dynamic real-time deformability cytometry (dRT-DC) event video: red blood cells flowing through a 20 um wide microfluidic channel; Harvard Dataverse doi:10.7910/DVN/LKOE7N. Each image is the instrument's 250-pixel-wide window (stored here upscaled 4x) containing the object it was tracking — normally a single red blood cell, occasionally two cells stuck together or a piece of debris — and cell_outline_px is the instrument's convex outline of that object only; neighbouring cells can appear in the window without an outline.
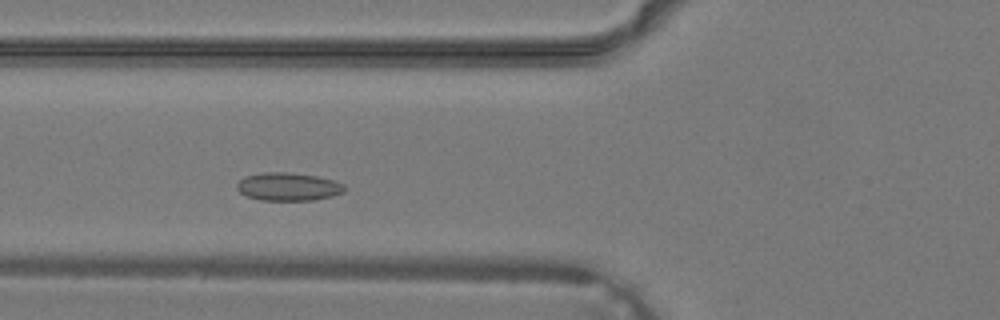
{"species": "common noctule bat (a hibernating species)", "species_latin": "Nyctalus noctula", "temperature_condition": "warm", "stored_images_in_passage": 31, "camera_frame_rate_fps": 3000, "um_per_image_px": 0.085, "animal": {"sex": "male", "body_mass_g": 19.2, "forearm_length_mm": 51.8}, "frame": {"image": 1, "passage_image": 7, "time_ms": 2.0, "image_size_px": [1000, 320], "cell_outline_px": [[344, 192], [332, 196], [312, 200], [260, 200], [248, 196], [240, 192], [236, 188], [236, 184], [244, 176], [264, 172], [288, 172], [316, 176], [332, 180], [344, 184]], "centroid_in_image_um": [24.48, 15.86], "position_along_channel_um": 101.3, "area_um2": 17.51}}
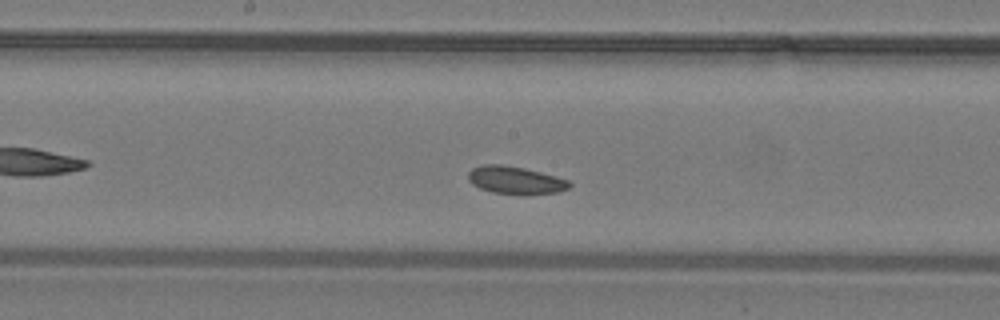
{"frame": {"image": 2, "passage_image": 13, "time_ms": 4.0, "image_size_px": [1000, 320], "cell_outline_px": [[572, 184], [568, 188], [560, 192], [524, 196], [520, 196], [492, 192], [480, 188], [472, 184], [468, 180], [468, 172], [472, 168], [484, 164], [504, 164], [524, 168], [556, 176], [568, 180]], "centroid_in_image_um": [43.82, 15.34], "position_along_channel_um": 204.4, "area_um2": 16.76}}
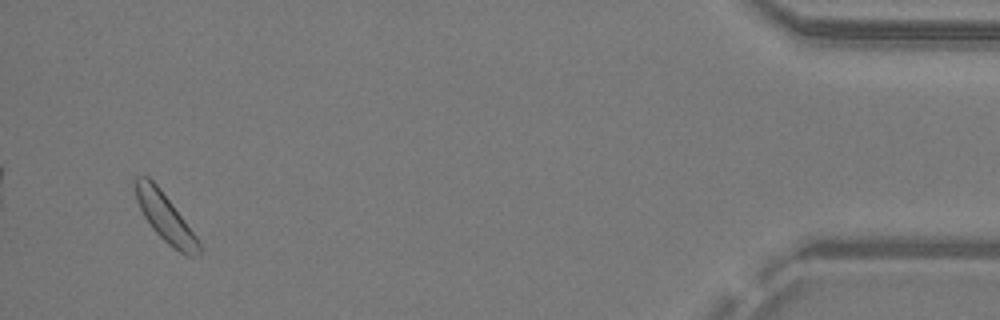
{"frame": {"image": 3, "passage_image": 30, "time_ms": 9.667, "image_size_px": [1000, 320], "cell_outline_px": [[200, 256], [188, 256], [180, 252], [168, 244], [152, 228], [144, 216], [136, 200], [136, 176], [148, 176], [160, 188], [200, 240]], "centroid_in_image_um": [14.08, 18.51], "position_along_channel_um": 421.1, "area_um2": 17.63}}